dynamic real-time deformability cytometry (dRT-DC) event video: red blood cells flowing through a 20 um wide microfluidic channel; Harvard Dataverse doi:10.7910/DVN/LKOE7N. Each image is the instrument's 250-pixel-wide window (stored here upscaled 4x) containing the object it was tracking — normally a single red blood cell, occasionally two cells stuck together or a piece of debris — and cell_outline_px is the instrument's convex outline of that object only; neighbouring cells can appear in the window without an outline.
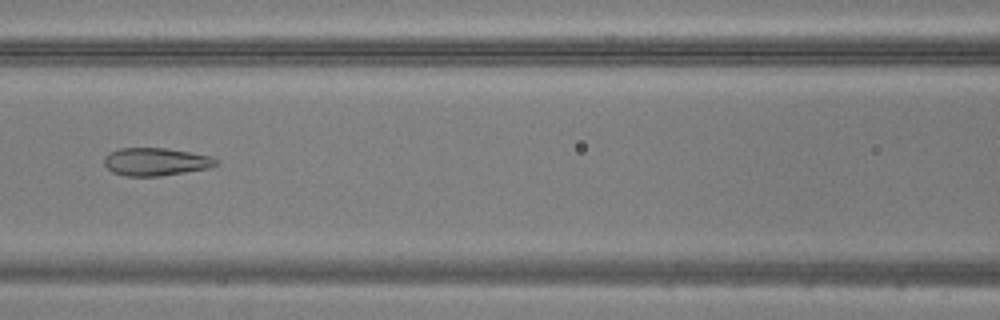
{"species": "common noctule bat (a hibernating species)", "species_latin": "Nyctalus noctula", "temperature_condition": "warm", "stored_images_in_passage": 41, "camera_frame_rate_fps": 3000, "um_per_image_px": 0.085, "animal": {"sex": "male", "body_mass_g": 20.5, "forearm_length_mm": 52.5}, "frame": {"image": 1, "passage_image": 14, "time_ms": 4.333, "image_size_px": [1000, 320], "cell_outline_px": [[216, 164], [208, 168], [160, 176], [124, 176], [112, 172], [104, 164], [104, 156], [108, 152], [120, 148], [164, 148], [188, 152], [208, 156], [216, 160]], "centroid_in_image_um": [13.14, 13.75], "position_along_channel_um": 153.5, "area_um2": 17.92}}
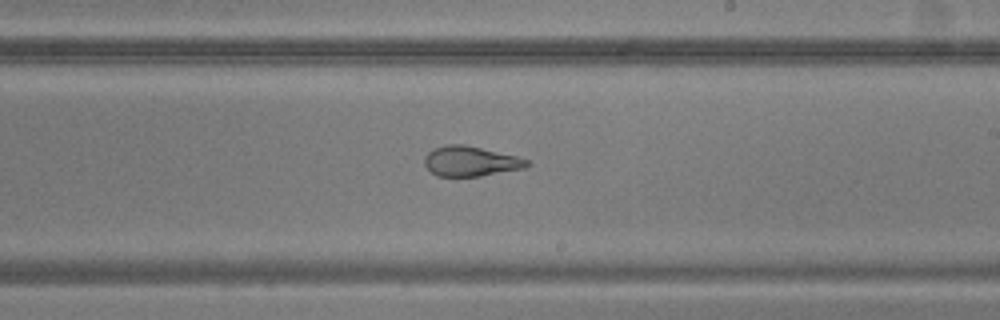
{"frame": {"image": 2, "passage_image": 21, "time_ms": 6.667, "image_size_px": [1000, 320], "cell_outline_px": [[528, 164], [524, 168], [480, 176], [436, 176], [424, 164], [424, 156], [432, 148], [444, 144], [464, 144], [516, 156], [528, 160]], "centroid_in_image_um": [39.94, 13.69], "position_along_channel_um": 249.1, "area_um2": 17.86}}
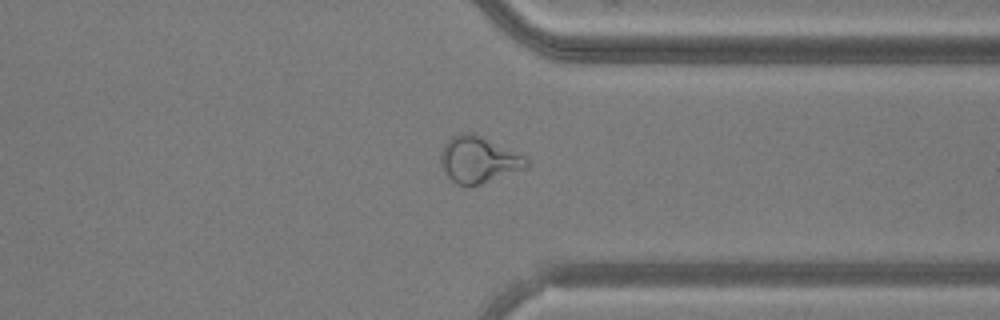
{"frame": {"image": 3, "passage_image": 30, "time_ms": 9.667, "image_size_px": [1000, 320], "cell_outline_px": [[528, 164], [524, 168], [480, 184], [456, 184], [444, 172], [440, 160], [440, 152], [444, 144], [452, 136], [460, 132], [472, 132], [524, 156], [528, 160]], "centroid_in_image_um": [40.62, 13.54], "position_along_channel_um": 370.8, "area_um2": 22.66}}